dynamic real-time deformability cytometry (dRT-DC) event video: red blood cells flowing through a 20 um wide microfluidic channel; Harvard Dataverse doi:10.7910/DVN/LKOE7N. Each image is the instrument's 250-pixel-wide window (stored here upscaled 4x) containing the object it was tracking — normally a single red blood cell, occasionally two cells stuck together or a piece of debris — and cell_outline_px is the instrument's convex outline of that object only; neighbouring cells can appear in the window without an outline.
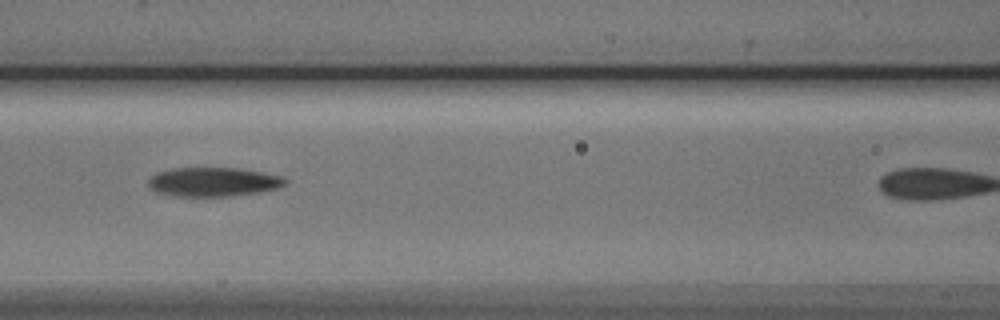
{"species": "Egyptian fruit bat (a non-hibernating species)", "species_latin": "Rousettus aegyptiacus", "temperature_condition": "cold", "stored_images_in_passage": 7, "camera_frame_rate_fps": 3000, "um_per_image_px": 0.085, "animal": {"sex": "male"}, "frame": {"image": 1, "passage_image": 5, "time_ms": 4.667, "image_size_px": [1000, 320], "cell_outline_px": [[288, 184], [276, 188], [260, 192], [228, 196], [176, 196], [156, 192], [148, 184], [148, 180], [156, 172], [172, 168], [240, 168], [264, 172], [284, 176], [288, 180]], "centroid_in_image_um": [18.18, 15.45], "position_along_channel_um": 148.4, "area_um2": 23.35}}